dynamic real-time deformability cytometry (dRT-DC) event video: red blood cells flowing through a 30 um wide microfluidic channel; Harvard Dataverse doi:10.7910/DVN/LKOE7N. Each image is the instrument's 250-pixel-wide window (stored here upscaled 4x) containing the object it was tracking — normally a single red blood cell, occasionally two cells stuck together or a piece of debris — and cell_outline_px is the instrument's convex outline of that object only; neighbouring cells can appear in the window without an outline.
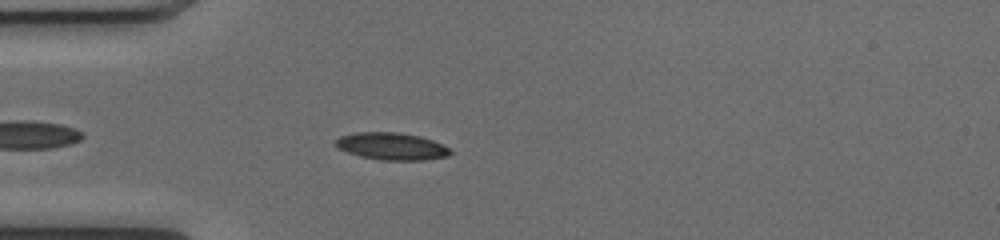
{"species": "common noctule bat (a hibernating species)", "species_latin": "Nyctalus noctula", "temperature_condition": "cold", "stored_images_in_passage": 36, "camera_frame_rate_fps": 3000, "um_per_image_px": 0.085, "animal": {"sex": "female", "body_mass_g": 17.0, "forearm_length_mm": 48.0}, "frame": {"image": 1, "passage_image": 5, "time_ms": 1.333, "image_size_px": [1000, 240], "cell_outline_px": [[452, 152], [448, 156], [424, 160], [384, 160], [360, 156], [348, 152], [332, 144], [340, 136], [356, 132], [396, 132], [420, 136], [432, 140], [448, 148]], "centroid_in_image_um": [33.27, 12.43], "position_along_channel_um": 51.7, "area_um2": 18.03}}
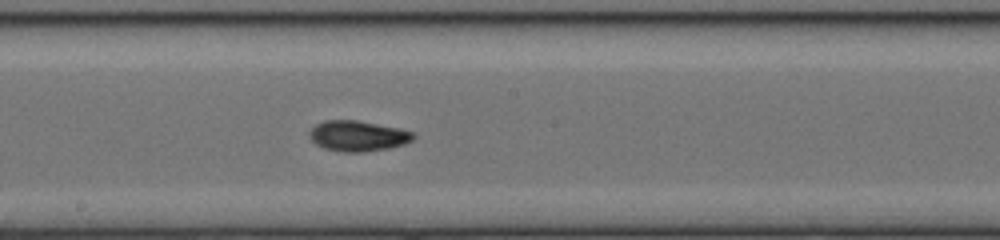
{"frame": {"image": 2, "passage_image": 18, "time_ms": 5.667, "image_size_px": [1000, 240], "cell_outline_px": [[416, 136], [412, 140], [404, 144], [388, 148], [364, 152], [344, 152], [324, 148], [316, 144], [308, 136], [308, 132], [316, 124], [324, 120], [356, 120], [400, 128], [412, 132]], "centroid_in_image_um": [30.4, 11.55], "position_along_channel_um": 217.8, "area_um2": 18.5}}
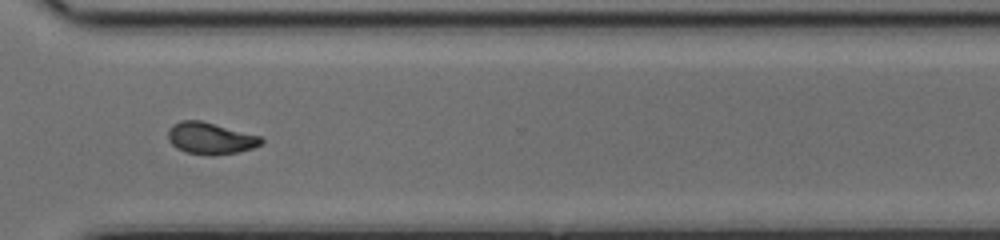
{"frame": {"image": 3, "passage_image": 28, "time_ms": 9.0, "image_size_px": [1000, 240], "cell_outline_px": [[264, 140], [260, 144], [252, 148], [240, 152], [212, 156], [184, 152], [176, 148], [168, 140], [168, 128], [172, 124], [180, 120], [200, 120], [260, 136]], "centroid_in_image_um": [17.84, 11.76], "position_along_channel_um": 352.8, "area_um2": 17.34}, "authors_computed_cell_mechanics": {"area_um2": 17.5423, "velocity_mm_per_s": 4.0596, "shape_relaxation_time_tau1_ms": 4.2429, "shape_relaxation_time_tau2_ms": 2.4645, "deformation_change_tau1": 0.1509, "deformation_change_tau2": 0.0647}}